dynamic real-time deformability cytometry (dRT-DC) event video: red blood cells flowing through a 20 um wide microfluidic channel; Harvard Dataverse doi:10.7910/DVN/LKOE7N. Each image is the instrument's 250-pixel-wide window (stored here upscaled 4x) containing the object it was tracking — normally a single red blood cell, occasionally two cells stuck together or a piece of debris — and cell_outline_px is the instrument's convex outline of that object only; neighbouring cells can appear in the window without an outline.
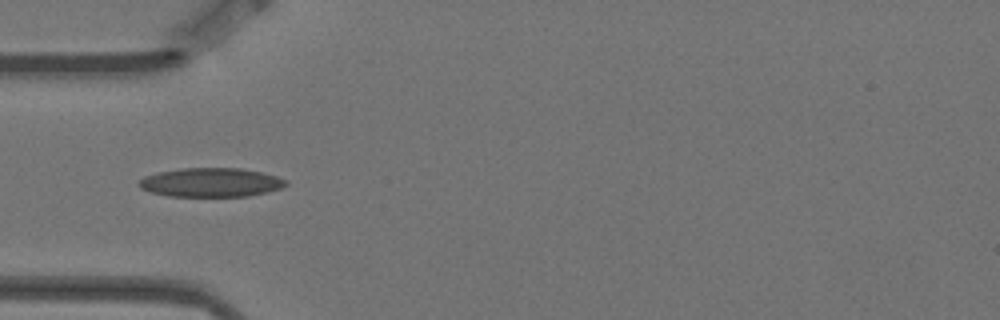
{"species": "Egyptian fruit bat (a non-hibernating species)", "species_latin": "Rousettus aegyptiacus", "temperature_condition": "warm", "stored_images_in_passage": 9, "camera_frame_rate_fps": 3000, "um_per_image_px": 0.085, "animal": {"sex": "female"}, "frame": {"image": 1, "passage_image": 4, "time_ms": 1.0, "image_size_px": [1000, 320], "cell_outline_px": [[288, 184], [280, 188], [268, 192], [248, 196], [168, 196], [152, 192], [140, 188], [136, 184], [144, 176], [156, 172], [184, 168], [240, 168], [260, 172], [276, 176], [288, 180]], "centroid_in_image_um": [17.92, 15.5], "position_along_channel_um": 67.1, "area_um2": 24.85}}
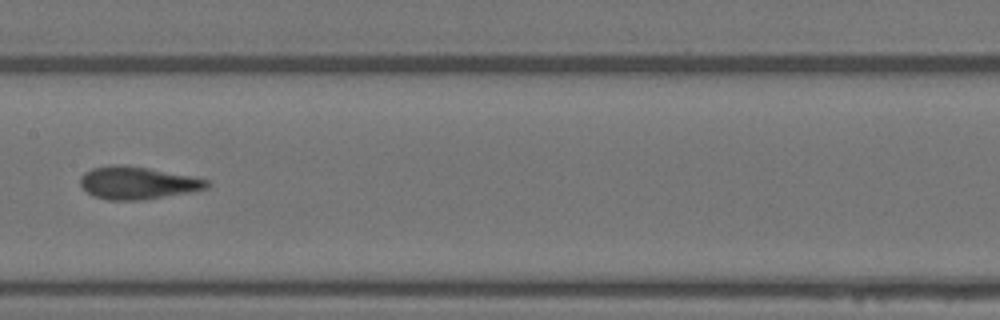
{"frame": {"image": 2, "passage_image": 7, "time_ms": 2.0, "image_size_px": [1000, 320], "cell_outline_px": [[212, 184], [208, 188], [188, 192], [140, 200], [108, 200], [92, 196], [80, 184], [80, 176], [84, 172], [92, 168], [112, 164], [124, 164], [148, 168], [192, 176], [208, 180]], "centroid_in_image_um": [11.66, 15.53], "position_along_channel_um": 195.7, "area_um2": 24.04}}
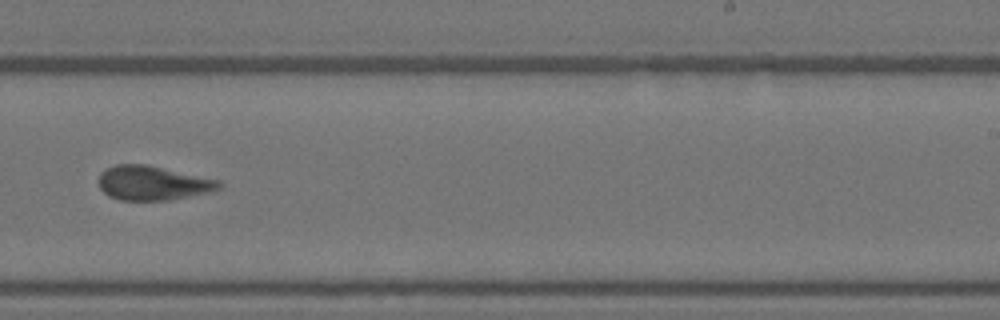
{"frame": {"image": 3, "passage_image": 9, "time_ms": 2.667, "image_size_px": [1000, 320], "cell_outline_px": [[224, 184], [220, 188], [208, 192], [168, 200], [120, 200], [108, 196], [100, 188], [100, 172], [116, 164], [148, 164], [220, 180]], "centroid_in_image_um": [13.0, 15.55], "position_along_channel_um": 276.0, "area_um2": 24.04}}